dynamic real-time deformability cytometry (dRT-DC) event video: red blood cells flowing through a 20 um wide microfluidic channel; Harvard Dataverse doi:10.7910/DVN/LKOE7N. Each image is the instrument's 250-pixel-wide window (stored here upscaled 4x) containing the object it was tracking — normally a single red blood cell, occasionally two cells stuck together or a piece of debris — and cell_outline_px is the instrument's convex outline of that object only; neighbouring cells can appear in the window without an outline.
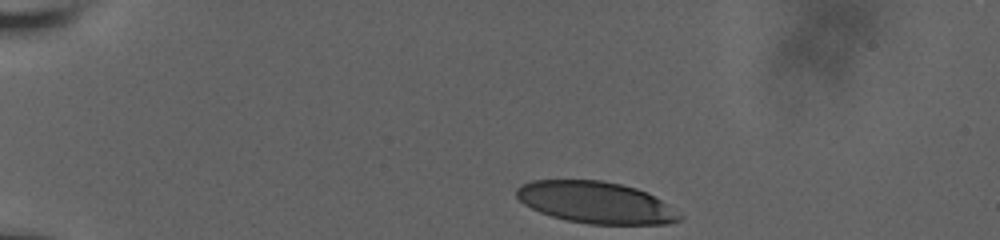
{"species": "human", "species_latin": "Homo sapiens", "temperature_condition": "room temperature", "stored_images_in_passage": 8, "camera_frame_rate_fps": 3000, "um_per_image_px": 0.085, "donor": {"sex": "male"}, "frame": {"image": 1, "passage_image": 1, "time_ms": 0.0, "image_size_px": [1000, 240], "cell_outline_px": [[684, 216], [680, 220], [668, 224], [588, 224], [568, 220], [552, 216], [540, 212], [524, 204], [516, 196], [516, 188], [520, 184], [532, 180], [600, 180], [620, 184], [636, 188], [648, 192]], "centroid_in_image_um": [50.63, 17.21], "position_along_channel_um": 34.4, "area_um2": 39.54}}
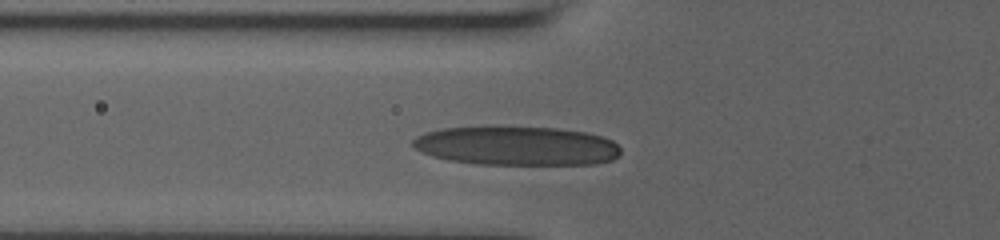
{"frame": {"image": 2, "passage_image": 6, "time_ms": 1.667, "image_size_px": [1000, 240], "cell_outline_px": [[620, 152], [612, 160], [596, 164], [476, 164], [448, 160], [432, 156], [420, 152], [412, 144], [412, 140], [416, 136], [428, 132], [444, 128], [488, 124], [496, 124], [556, 128], [584, 132], [604, 136], [612, 140], [620, 148]], "centroid_in_image_um": [43.87, 12.36], "position_along_channel_um": 81.9, "area_um2": 48.44}}
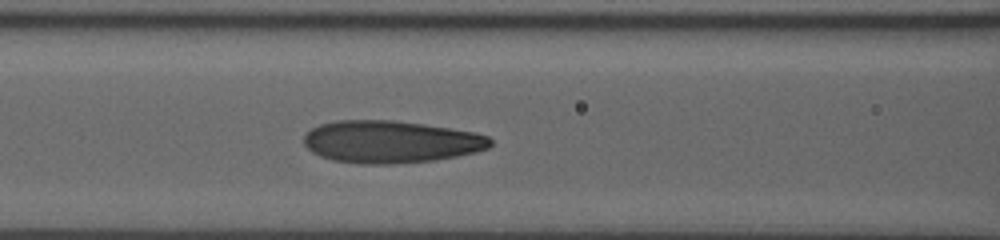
{"frame": {"image": 3, "passage_image": 8, "time_ms": 2.333, "image_size_px": [1000, 240], "cell_outline_px": [[492, 144], [488, 148], [476, 152], [436, 160], [392, 164], [360, 164], [332, 160], [320, 156], [312, 152], [304, 144], [304, 136], [312, 128], [320, 124], [336, 120], [392, 120], [424, 124], [472, 132], [488, 136], [492, 140]], "centroid_in_image_um": [33.19, 12.06], "position_along_channel_um": 133.4, "area_um2": 46.01}}